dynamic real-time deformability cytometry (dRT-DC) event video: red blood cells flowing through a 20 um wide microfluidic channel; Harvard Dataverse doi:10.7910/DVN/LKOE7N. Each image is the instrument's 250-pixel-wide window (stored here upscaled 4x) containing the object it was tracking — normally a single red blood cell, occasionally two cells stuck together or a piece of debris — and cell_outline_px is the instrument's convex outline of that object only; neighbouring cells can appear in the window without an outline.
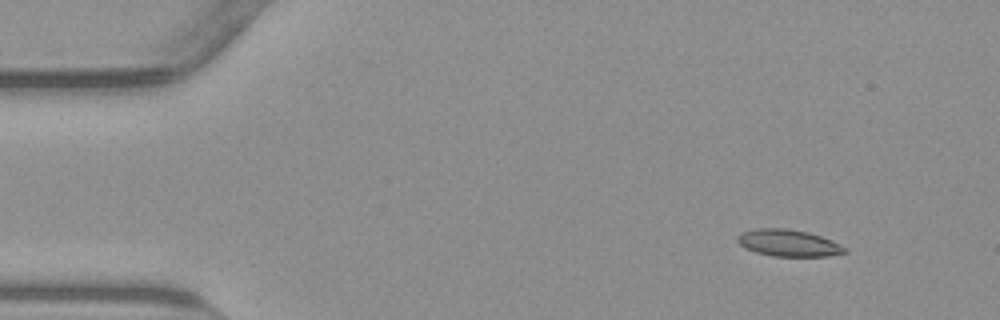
{"species": "common noctule bat (a hibernating species)", "species_latin": "Nyctalus noctula", "temperature_condition": "warm", "stored_images_in_passage": 49, "camera_frame_rate_fps": 3000, "um_per_image_px": 0.085, "animal": {"sex": "male", "body_mass_g": 23.1, "forearm_length_mm": 52.7}, "frame": {"image": 1, "passage_image": 1, "time_ms": 0.0, "image_size_px": [1000, 320], "cell_outline_px": [[848, 252], [828, 256], [772, 256], [756, 252], [744, 248], [736, 240], [736, 236], [744, 232], [756, 228], [788, 228], [808, 232], [832, 240], [848, 248]], "centroid_in_image_um": [67.03, 20.65], "position_along_channel_um": 18.0, "area_um2": 16.88}}
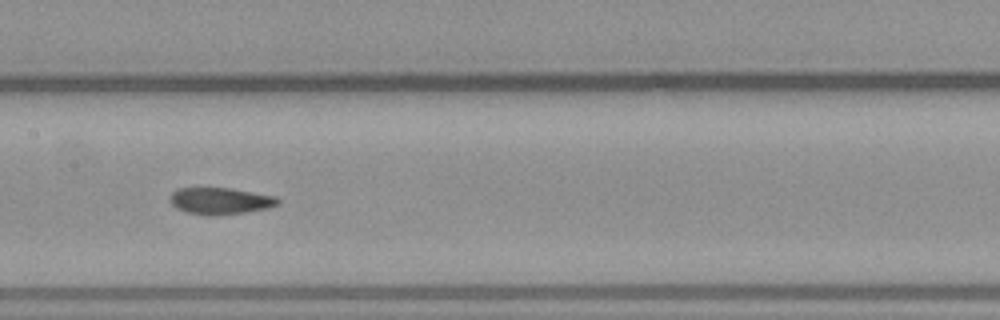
{"frame": {"image": 2, "passage_image": 22, "time_ms": 7.0, "image_size_px": [1000, 320], "cell_outline_px": [[280, 204], [268, 208], [248, 212], [212, 216], [208, 216], [184, 212], [176, 208], [172, 204], [172, 192], [180, 188], [228, 188], [276, 196], [280, 200]], "centroid_in_image_um": [18.76, 17.1], "position_along_channel_um": 188.6, "area_um2": 16.82}}
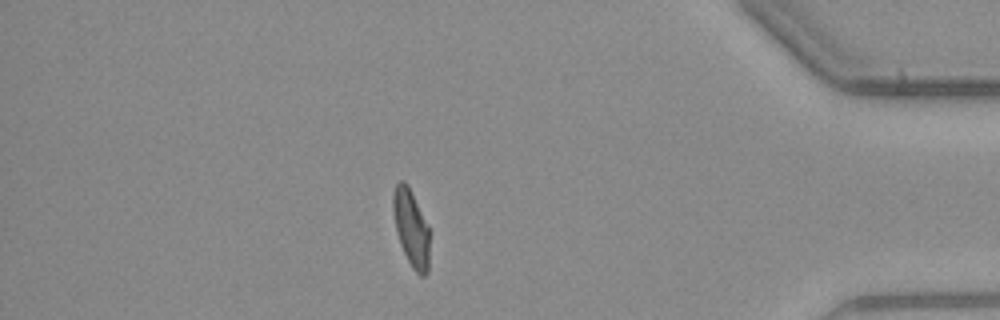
{"frame": {"image": 3, "passage_image": 42, "time_ms": 13.667, "image_size_px": [1000, 320], "cell_outline_px": [[428, 272], [424, 276], [420, 276], [412, 268], [400, 244], [392, 212], [392, 196], [396, 184], [400, 180], [404, 180], [408, 184], [428, 224]], "centroid_in_image_um": [34.93, 19.34], "position_along_channel_um": 400.3, "area_um2": 16.3}, "authors_computed_cell_mechanics": {"area_um2": 17.1088, "velocity_mm_per_s": 3.8226, "shape_relaxation_time_tau1_ms": 9.707, "shape_relaxation_time_tau2_ms": 1.9415, "deformation_change_tau1": 0.2291, "deformation_change_tau2": 0.0531}}